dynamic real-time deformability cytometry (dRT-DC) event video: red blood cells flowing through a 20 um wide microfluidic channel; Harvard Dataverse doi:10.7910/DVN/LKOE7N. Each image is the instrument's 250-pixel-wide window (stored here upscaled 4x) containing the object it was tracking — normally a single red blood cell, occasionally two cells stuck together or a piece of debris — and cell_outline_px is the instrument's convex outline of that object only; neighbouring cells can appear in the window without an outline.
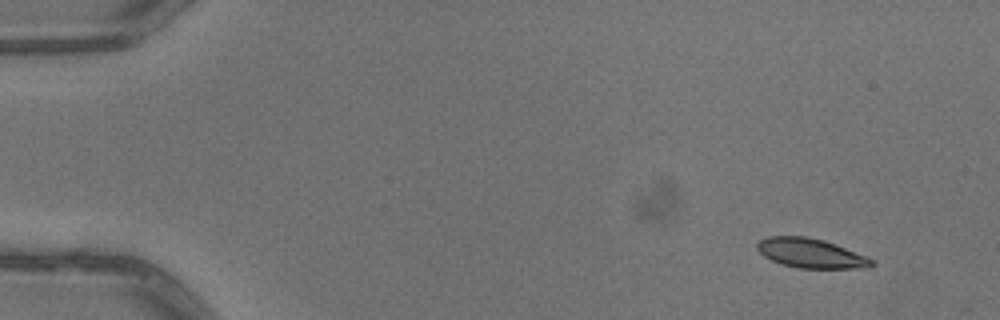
{"species": "common noctule bat (a hibernating species)", "species_latin": "Nyctalus noctula", "temperature_condition": "warm", "stored_images_in_passage": 6, "camera_frame_rate_fps": 3000, "um_per_image_px": 0.085, "animal": {"sex": "male", "body_mass_g": 13.3}, "frame": {"image": 1, "passage_image": 1, "time_ms": 0.0, "image_size_px": [1000, 320], "cell_outline_px": [[876, 264], [868, 268], [800, 268], [784, 264], [772, 260], [764, 256], [756, 248], [756, 244], [760, 240], [768, 236], [804, 236], [824, 240], [864, 256], [872, 260]], "centroid_in_image_um": [68.89, 21.52], "position_along_channel_um": 16.1, "area_um2": 19.31}}
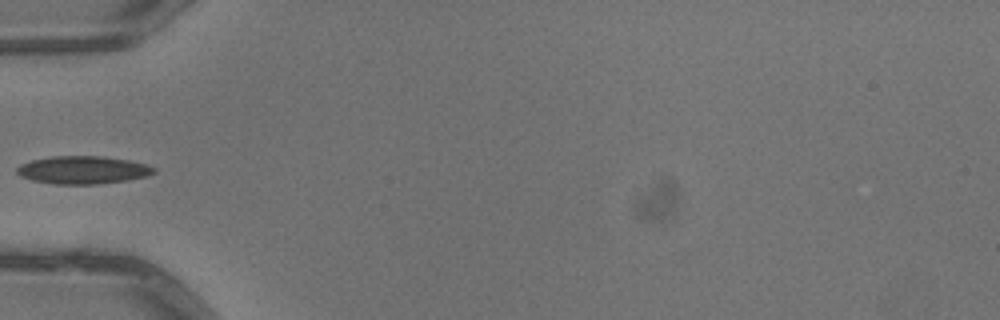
{"frame": {"image": 2, "passage_image": 5, "time_ms": 1.333, "image_size_px": [1000, 320], "cell_outline_px": [[156, 172], [144, 176], [128, 180], [96, 184], [52, 184], [32, 180], [20, 176], [16, 172], [16, 168], [20, 164], [32, 160], [52, 156], [104, 156], [128, 160], [144, 164], [156, 168]], "centroid_in_image_um": [7.01, 14.44], "position_along_channel_um": 78.0, "area_um2": 22.2}}
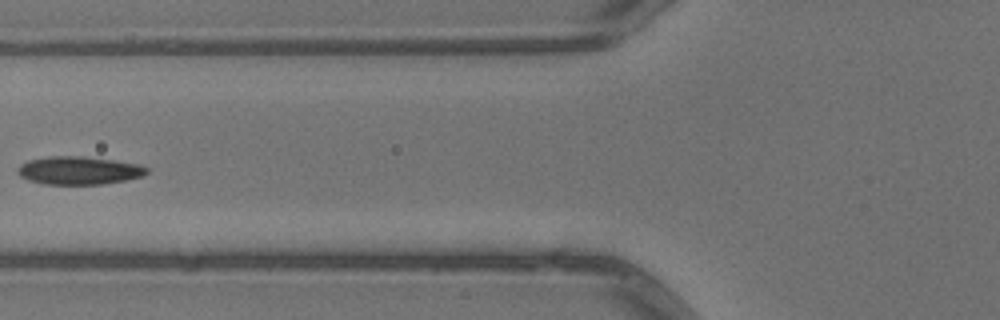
{"frame": {"image": 3, "passage_image": 6, "time_ms": 1.667, "image_size_px": [1000, 320], "cell_outline_px": [[148, 172], [140, 176], [124, 180], [104, 184], [44, 184], [28, 180], [20, 176], [16, 172], [16, 168], [20, 164], [28, 160], [48, 156], [84, 156], [140, 164], [148, 168]], "centroid_in_image_um": [6.65, 14.48], "position_along_channel_um": 119.1, "area_um2": 21.15}}